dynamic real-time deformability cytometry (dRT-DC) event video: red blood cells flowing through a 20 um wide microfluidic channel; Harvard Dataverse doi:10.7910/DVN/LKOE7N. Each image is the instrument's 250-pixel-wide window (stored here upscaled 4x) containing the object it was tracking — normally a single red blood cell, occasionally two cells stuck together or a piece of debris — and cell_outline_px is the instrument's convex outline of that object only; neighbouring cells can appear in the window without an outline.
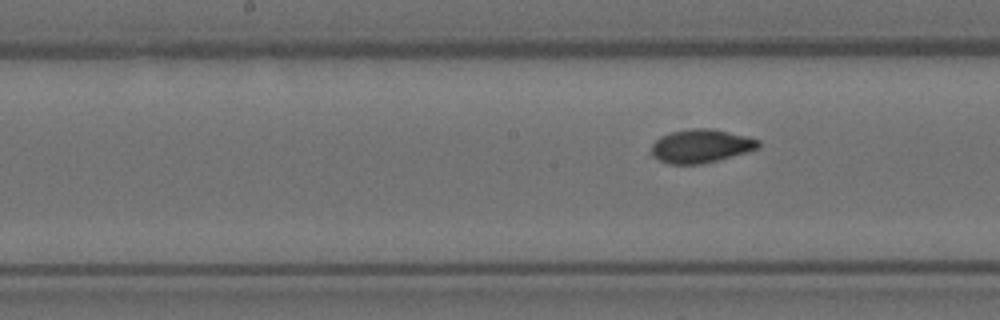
{"species": "Egyptian fruit bat (a non-hibernating species)", "species_latin": "Rousettus aegyptiacus", "temperature_condition": "room temperature", "stored_images_in_passage": 9, "segment_of_instrument_passage": [2, 2], "camera_frame_rate_fps": 3000, "um_per_image_px": 0.085, "animal": {"sex": "female"}, "frame": {"image": 1, "passage_image": 9, "time_ms": 2.667, "image_size_px": [1000, 320], "cell_outline_px": [[760, 148], [716, 160], [700, 164], [668, 164], [660, 160], [652, 152], [652, 144], [660, 136], [668, 132], [692, 128], [712, 128], [748, 136], [760, 140]], "centroid_in_image_um": [59.6, 12.39], "position_along_channel_um": 188.6, "area_um2": 20.81}}